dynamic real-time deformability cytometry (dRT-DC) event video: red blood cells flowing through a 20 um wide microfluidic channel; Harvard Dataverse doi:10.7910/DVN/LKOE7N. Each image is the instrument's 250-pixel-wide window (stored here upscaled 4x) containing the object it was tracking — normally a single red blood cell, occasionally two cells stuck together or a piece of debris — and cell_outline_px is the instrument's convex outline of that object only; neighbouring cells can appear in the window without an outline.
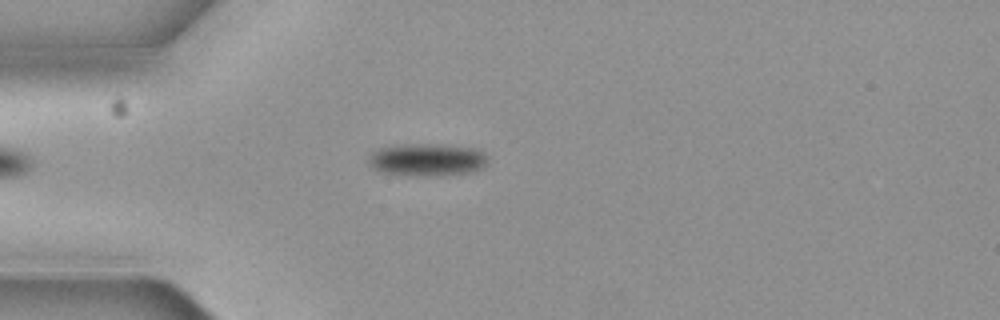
{"species": "common noctule bat (a hibernating species)", "species_latin": "Nyctalus noctula", "temperature_condition": "cold", "stored_images_in_passage": 2, "camera_frame_rate_fps": 3000, "um_per_image_px": 0.085, "animal": {"sex": "female", "body_mass_g": 19.3, "forearm_length_mm": 54.1}, "frame": {"image": 1, "passage_image": 2, "time_ms": 0.333, "image_size_px": [1000, 320], "cell_outline_px": [[488, 160], [480, 168], [468, 172], [380, 172], [372, 168], [368, 164], [368, 156], [376, 148], [404, 144], [428, 144], [476, 148], [484, 152], [488, 156]], "centroid_in_image_um": [36.25, 13.49], "position_along_channel_um": 48.7, "area_um2": 21.15}}